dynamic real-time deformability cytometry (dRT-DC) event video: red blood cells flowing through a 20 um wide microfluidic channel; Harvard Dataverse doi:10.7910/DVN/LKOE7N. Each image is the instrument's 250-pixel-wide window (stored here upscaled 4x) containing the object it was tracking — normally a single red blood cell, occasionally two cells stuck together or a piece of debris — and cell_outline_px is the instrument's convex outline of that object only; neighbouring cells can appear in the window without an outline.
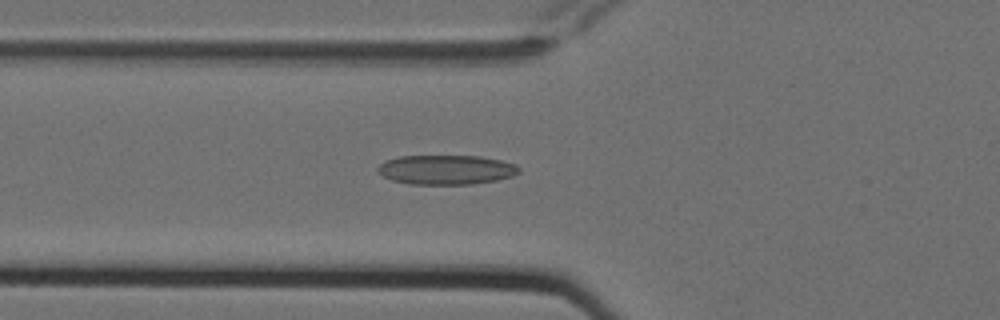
{"species": "Egyptian fruit bat (a non-hibernating species)", "species_latin": "Rousettus aegyptiacus", "temperature_condition": "cold", "stored_images_in_passage": 3, "camera_frame_rate_fps": 3000, "um_per_image_px": 0.085, "animal": {"sex": "female"}, "frame": {"image": 1, "passage_image": 3, "time_ms": 0.667, "image_size_px": [1000, 320], "cell_outline_px": [[520, 172], [512, 176], [496, 180], [472, 184], [412, 184], [392, 180], [384, 176], [376, 168], [380, 164], [388, 160], [400, 156], [480, 156], [500, 160], [516, 164], [520, 168]], "centroid_in_image_um": [37.96, 14.42], "position_along_channel_um": 87.8, "area_um2": 24.1}}